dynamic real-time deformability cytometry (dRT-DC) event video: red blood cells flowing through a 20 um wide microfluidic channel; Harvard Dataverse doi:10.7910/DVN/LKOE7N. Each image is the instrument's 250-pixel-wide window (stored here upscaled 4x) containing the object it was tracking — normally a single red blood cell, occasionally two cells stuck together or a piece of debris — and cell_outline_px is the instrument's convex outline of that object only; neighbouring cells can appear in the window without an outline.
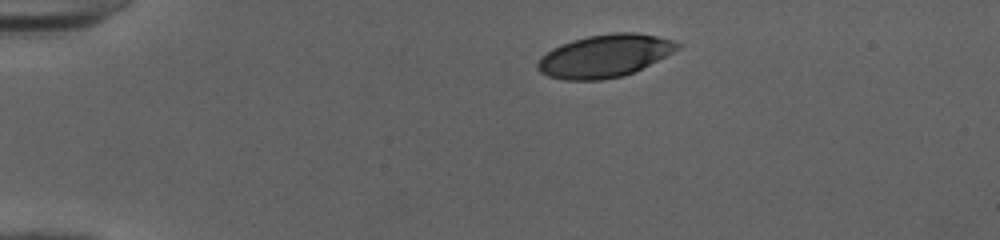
{"species": "human", "species_latin": "Homo sapiens", "temperature_condition": "cold", "stored_images_in_passage": 42, "camera_frame_rate_fps": 3000, "um_per_image_px": 0.085, "donor": {"sex": "female"}, "frame": {"image": 1, "passage_image": 1, "time_ms": 0.0, "image_size_px": [1000, 240], "cell_outline_px": [[680, 48], [624, 76], [600, 80], [564, 80], [548, 76], [540, 72], [536, 68], [536, 64], [540, 56], [552, 48], [560, 44], [572, 40], [588, 36], [616, 32], [636, 32], [656, 36], [672, 40], [680, 44]], "centroid_in_image_um": [51.33, 4.75], "position_along_channel_um": 33.7, "area_um2": 34.56}}
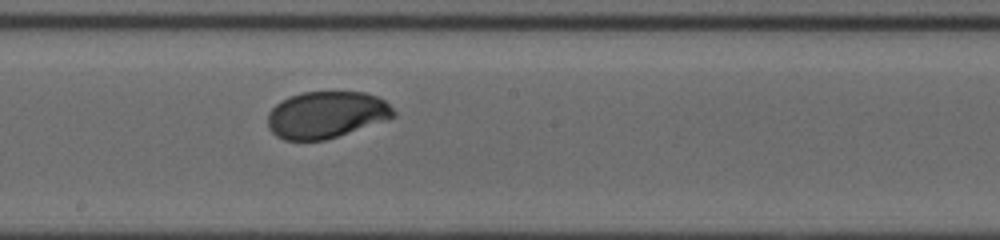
{"frame": {"image": 2, "passage_image": 20, "time_ms": 6.333, "image_size_px": [1000, 240], "cell_outline_px": [[396, 116], [388, 120], [324, 140], [284, 140], [276, 136], [268, 128], [268, 112], [280, 100], [288, 96], [304, 92], [364, 92], [376, 96], [384, 100], [396, 112]], "centroid_in_image_um": [27.72, 9.75], "position_along_channel_um": 220.5, "area_um2": 34.39}}
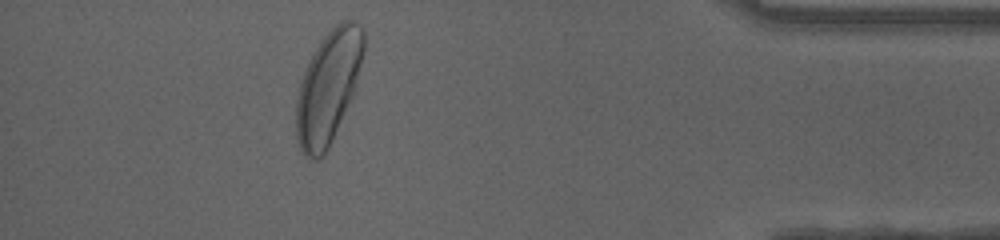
{"frame": {"image": 3, "passage_image": 37, "time_ms": 12.0, "image_size_px": [1000, 240], "cell_outline_px": [[364, 52], [356, 84], [352, 96], [332, 140], [324, 156], [320, 160], [308, 160], [304, 156], [296, 140], [296, 96], [308, 60], [324, 36], [340, 20], [352, 20], [364, 32]], "centroid_in_image_um": [27.88, 7.45], "position_along_channel_um": 407.3, "area_um2": 44.16}, "authors_computed_cell_mechanics": {"area_um2": 35.6626, "velocity_mm_per_s": 3.986, "shape_relaxation_time_tau1_ms": 2.8358, "shape_relaxation_time_tau2_ms": null, "deformation_change_tau1": 0.1452, "deformation_change_tau2": null}}